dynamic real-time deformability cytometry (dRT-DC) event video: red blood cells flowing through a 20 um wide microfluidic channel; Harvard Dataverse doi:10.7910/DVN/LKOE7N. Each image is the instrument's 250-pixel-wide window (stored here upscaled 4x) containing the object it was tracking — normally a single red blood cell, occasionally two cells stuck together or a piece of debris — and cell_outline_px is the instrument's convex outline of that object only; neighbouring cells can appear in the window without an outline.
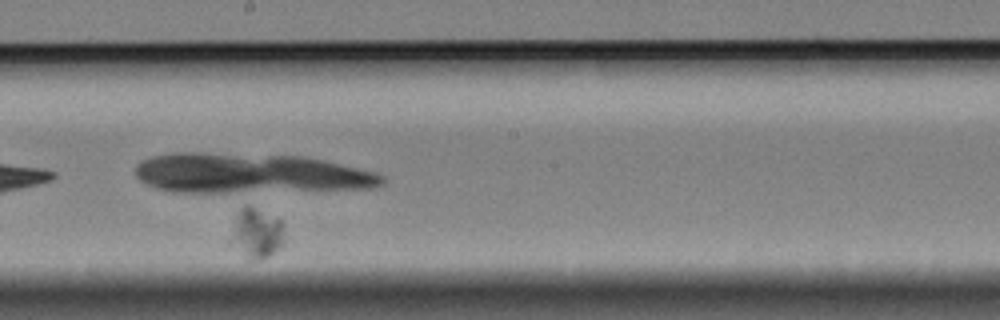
{"species": "Egyptian fruit bat (a non-hibernating species)", "species_latin": "Rousettus aegyptiacus", "temperature_condition": "cold", "stored_images_in_passage": 34, "camera_frame_rate_fps": 3000, "um_per_image_px": 0.085, "animal": {"sex": "female"}, "frame": {"image": 1, "passage_image": 15, "time_ms": 4.667, "image_size_px": [1000, 320], "cell_outline_px": [[284, 240], [268, 256], [260, 260], [248, 260], [236, 236], [236, 228], [240, 212], [244, 208], [252, 208], [280, 220], [284, 224]], "centroid_in_image_um": [21.99, 19.85], "position_along_channel_um": 226.2, "area_um2": 13.47}}
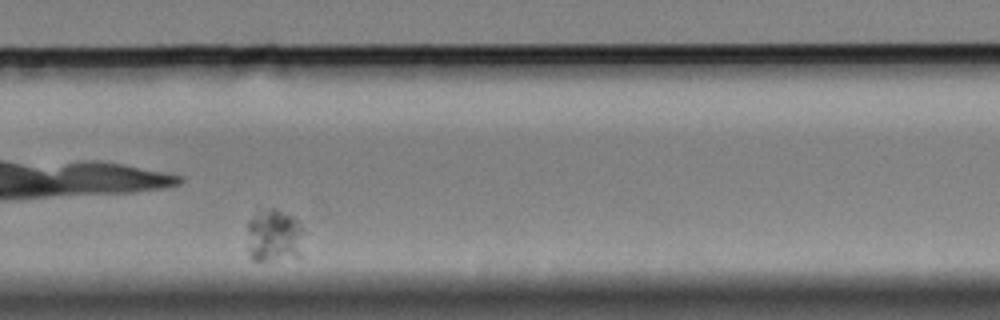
{"frame": {"image": 2, "passage_image": 24, "time_ms": 7.667, "image_size_px": [1000, 320], "cell_outline_px": [[304, 232], [300, 256], [264, 260], [252, 260], [248, 252], [248, 220], [256, 208], [276, 208], [292, 216], [304, 228]], "centroid_in_image_um": [23.27, 19.97], "position_along_channel_um": 306.5, "area_um2": 17.92}}
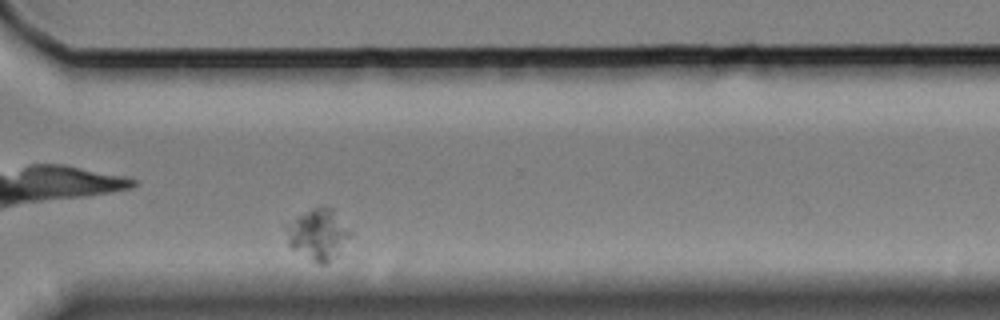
{"frame": {"image": 3, "passage_image": 28, "time_ms": 9.0, "image_size_px": [1000, 320], "cell_outline_px": [[352, 232], [340, 252], [324, 264], [316, 264], [292, 248], [288, 244], [284, 224], [296, 216], [312, 208], [336, 208]], "centroid_in_image_um": [27.02, 19.89], "position_along_channel_um": 343.6, "area_um2": 19.25}}